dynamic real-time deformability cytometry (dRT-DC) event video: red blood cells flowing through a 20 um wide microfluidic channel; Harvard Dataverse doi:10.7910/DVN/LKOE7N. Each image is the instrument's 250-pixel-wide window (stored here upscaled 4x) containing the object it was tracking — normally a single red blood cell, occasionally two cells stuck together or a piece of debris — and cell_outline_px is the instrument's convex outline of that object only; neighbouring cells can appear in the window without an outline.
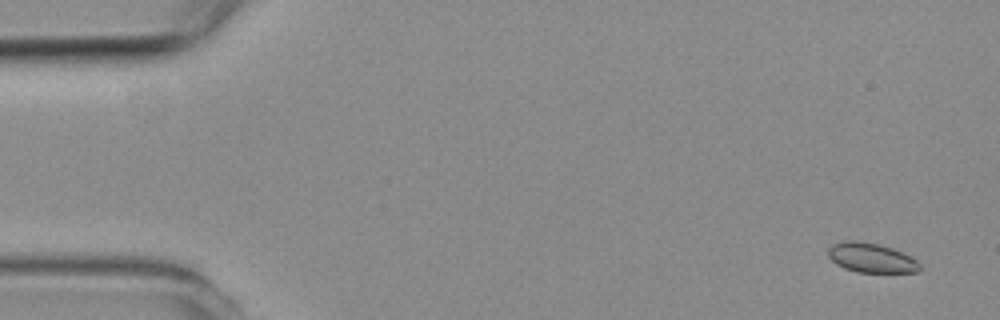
{"species": "common noctule bat (a hibernating species)", "species_latin": "Nyctalus noctula", "temperature_condition": "room temperature", "stored_images_in_passage": 6, "camera_frame_rate_fps": 3000, "um_per_image_px": 0.085, "animal": {"sex": "female", "body_mass_g": 19.3, "forearm_length_mm": 54.1}, "frame": {"image": 1, "passage_image": 1, "time_ms": 0.0, "image_size_px": [1000, 320], "cell_outline_px": [[920, 268], [916, 272], [856, 272], [844, 268], [836, 264], [828, 256], [828, 248], [832, 244], [844, 240], [856, 240], [880, 244], [892, 248], [916, 260], [920, 264]], "centroid_in_image_um": [74.0, 21.9], "position_along_channel_um": 11.0, "area_um2": 15.72}}
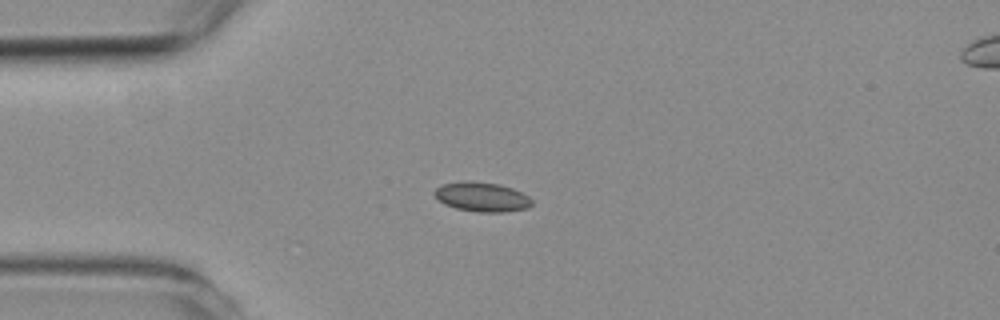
{"frame": {"image": 2, "passage_image": 4, "time_ms": 3.667, "image_size_px": [1000, 320], "cell_outline_px": [[532, 204], [528, 208], [504, 212], [480, 212], [456, 208], [444, 204], [432, 192], [440, 184], [464, 180], [468, 180], [500, 184], [512, 188], [528, 196], [532, 200]], "centroid_in_image_um": [40.94, 16.72], "position_along_channel_um": 44.1, "area_um2": 16.82}}